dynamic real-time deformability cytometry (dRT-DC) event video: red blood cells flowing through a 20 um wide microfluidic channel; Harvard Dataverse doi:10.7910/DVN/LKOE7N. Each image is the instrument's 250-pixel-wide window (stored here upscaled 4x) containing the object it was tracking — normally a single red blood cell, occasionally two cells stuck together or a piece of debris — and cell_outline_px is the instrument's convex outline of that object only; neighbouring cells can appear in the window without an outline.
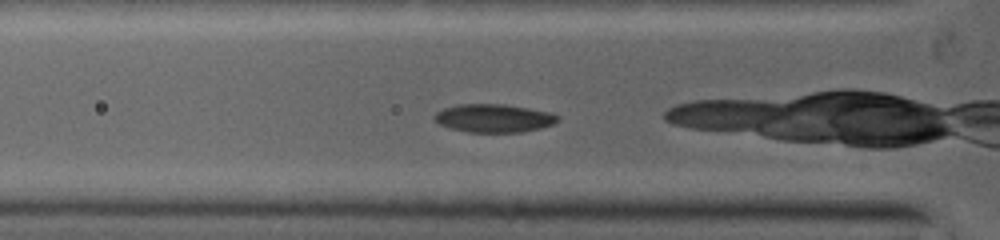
{"species": "common noctule bat (a hibernating species)", "species_latin": "Nyctalus noctula", "temperature_condition": "warm", "stored_images_in_passage": 7, "camera_frame_rate_fps": 5000, "um_per_image_px": 0.085, "animal": {"sex": "female", "body_mass_g": 19.0, "forearm_length_mm": 53.3}, "frame": {"image": 1, "passage_image": 4, "time_ms": 1.0, "image_size_px": [1000, 240], "cell_outline_px": [[560, 116], [552, 124], [540, 128], [520, 132], [468, 132], [448, 128], [440, 124], [432, 116], [436, 112], [444, 108], [460, 104], [504, 104], [528, 108], [548, 112]], "centroid_in_image_um": [41.93, 10.04], "position_along_channel_um": 83.9, "area_um2": 20.11}}
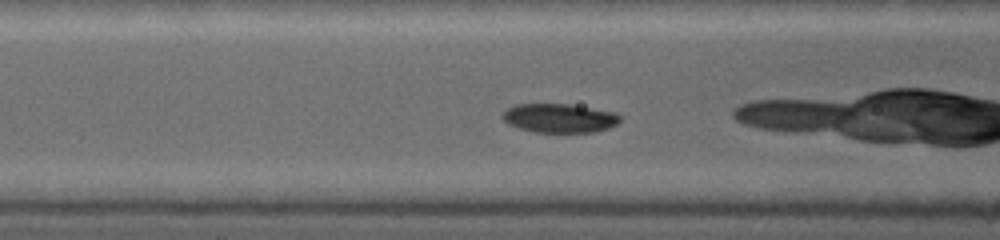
{"frame": {"image": 2, "passage_image": 6, "time_ms": 1.8, "image_size_px": [1000, 240], "cell_outline_px": [[620, 120], [616, 124], [608, 128], [596, 132], [536, 132], [520, 128], [508, 124], [504, 120], [504, 112], [508, 108], [516, 104], [568, 104], [612, 112], [620, 116]], "centroid_in_image_um": [47.54, 10.04], "position_along_channel_um": 119.1, "area_um2": 19.48}}